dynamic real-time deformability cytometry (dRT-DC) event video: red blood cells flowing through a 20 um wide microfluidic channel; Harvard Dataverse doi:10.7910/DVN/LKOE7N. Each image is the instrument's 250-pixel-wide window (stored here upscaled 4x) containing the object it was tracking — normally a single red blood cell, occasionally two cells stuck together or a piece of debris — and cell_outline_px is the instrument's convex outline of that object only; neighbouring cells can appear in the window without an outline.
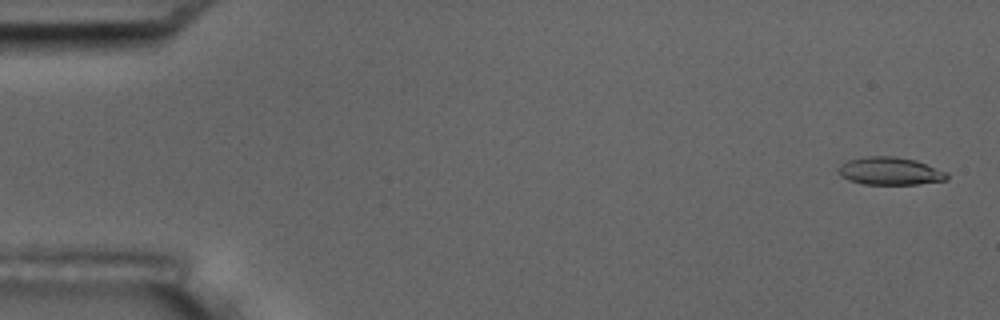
{"species": "common noctule bat (a hibernating species)", "species_latin": "Nyctalus noctula", "temperature_condition": "room temperature", "stored_images_in_passage": 5, "camera_frame_rate_fps": 3000, "um_per_image_px": 0.085, "animal": {"sex": "male", "body_mass_g": 17.5, "forearm_length_mm": 52.3}, "frame": {"image": 1, "passage_image": 1, "time_ms": 0.0, "image_size_px": [1000, 320], "cell_outline_px": [[948, 180], [916, 184], [860, 184], [848, 180], [840, 176], [836, 168], [840, 164], [848, 160], [864, 156], [896, 156], [916, 160], [948, 172]], "centroid_in_image_um": [75.62, 14.53], "position_along_channel_um": 9.4, "area_um2": 17.86}}